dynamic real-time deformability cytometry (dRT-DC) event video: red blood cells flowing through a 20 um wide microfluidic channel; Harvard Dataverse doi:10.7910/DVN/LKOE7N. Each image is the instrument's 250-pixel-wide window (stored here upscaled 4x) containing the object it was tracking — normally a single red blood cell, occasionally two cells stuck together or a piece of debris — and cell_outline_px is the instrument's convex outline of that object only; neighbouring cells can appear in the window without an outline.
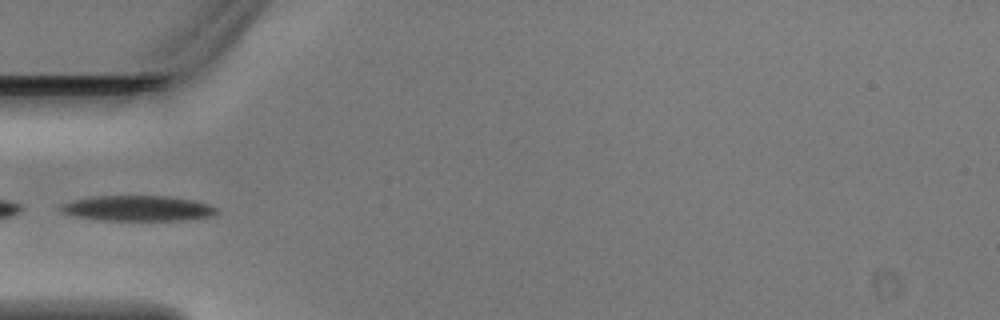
{"species": "Egyptian fruit bat (a non-hibernating species)", "species_latin": "Rousettus aegyptiacus", "temperature_condition": "warm", "stored_images_in_passage": 3, "camera_frame_rate_fps": 3000, "um_per_image_px": 0.085, "animal": {"sex": "male"}, "frame": {"image": 1, "passage_image": 3, "time_ms": 0.667, "image_size_px": [1000, 320], "cell_outline_px": [[220, 212], [216, 216], [192, 220], [100, 220], [72, 216], [64, 212], [60, 208], [60, 204], [72, 200], [92, 196], [164, 196], [192, 200], [208, 204], [216, 208]], "centroid_in_image_um": [11.75, 17.71], "position_along_channel_um": 73.3, "area_um2": 23.29}}